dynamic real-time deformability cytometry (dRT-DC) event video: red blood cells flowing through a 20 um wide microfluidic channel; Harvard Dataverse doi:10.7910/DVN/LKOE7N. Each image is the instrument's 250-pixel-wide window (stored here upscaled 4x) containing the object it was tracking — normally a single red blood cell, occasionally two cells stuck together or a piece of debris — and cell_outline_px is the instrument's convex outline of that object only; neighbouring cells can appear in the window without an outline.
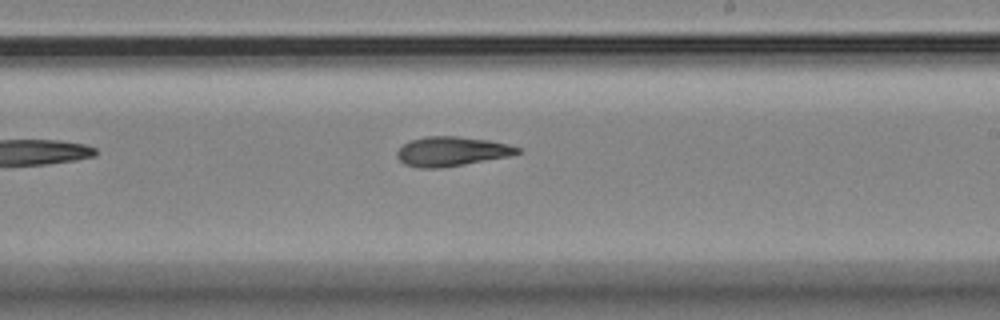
{"species": "Egyptian fruit bat (a non-hibernating species)", "species_latin": "Rousettus aegyptiacus", "temperature_condition": "room temperature", "stored_images_in_passage": 11, "camera_frame_rate_fps": 3000, "um_per_image_px": 0.085, "animal": {"sex": "female"}, "frame": {"image": 1, "passage_image": 11, "time_ms": 13.0, "image_size_px": [1000, 320], "cell_outline_px": [[520, 152], [508, 156], [464, 164], [440, 168], [416, 168], [404, 164], [396, 156], [396, 152], [404, 144], [412, 140], [424, 136], [456, 136], [488, 140], [508, 144], [520, 148]], "centroid_in_image_um": [38.35, 12.87], "position_along_channel_um": 250.7, "area_um2": 20.52}}